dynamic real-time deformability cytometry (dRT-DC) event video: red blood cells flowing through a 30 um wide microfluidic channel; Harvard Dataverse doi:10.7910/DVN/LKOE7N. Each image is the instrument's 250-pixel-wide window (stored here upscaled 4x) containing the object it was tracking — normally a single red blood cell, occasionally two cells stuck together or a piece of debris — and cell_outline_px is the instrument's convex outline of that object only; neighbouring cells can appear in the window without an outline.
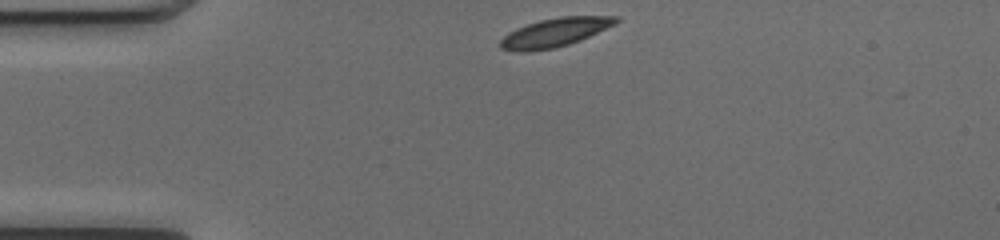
{"species": "common noctule bat (a hibernating species)", "species_latin": "Nyctalus noctula", "temperature_condition": "cold", "stored_images_in_passage": 41, "camera_frame_rate_fps": 3000, "um_per_image_px": 0.085, "animal": {"sex": "female", "body_mass_g": 17.0, "forearm_length_mm": 48.0}, "frame": {"image": 1, "passage_image": 1, "time_ms": 0.0, "image_size_px": [1000, 240], "cell_outline_px": [[620, 20], [616, 24], [580, 40], [556, 48], [524, 52], [520, 52], [500, 48], [500, 40], [508, 32], [516, 28], [540, 20], [560, 16], [620, 16]], "centroid_in_image_um": [47.17, 2.75], "position_along_channel_um": 37.8, "area_um2": 19.36}}
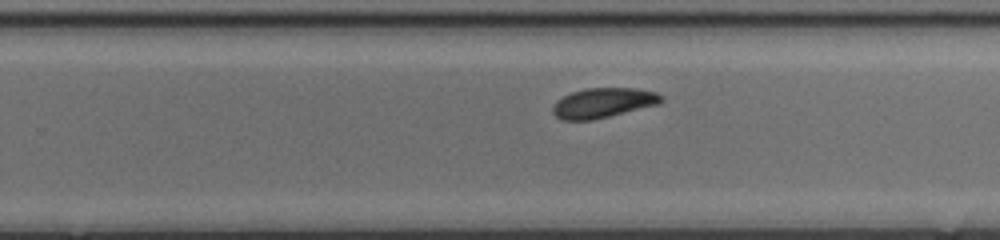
{"frame": {"image": 2, "passage_image": 22, "time_ms": 7.0, "image_size_px": [1000, 240], "cell_outline_px": [[664, 100], [660, 104], [592, 120], [560, 120], [552, 112], [552, 108], [556, 100], [572, 92], [584, 88], [636, 88], [656, 92], [664, 96]], "centroid_in_image_um": [51.28, 8.74], "position_along_channel_um": 278.5, "area_um2": 19.02}}
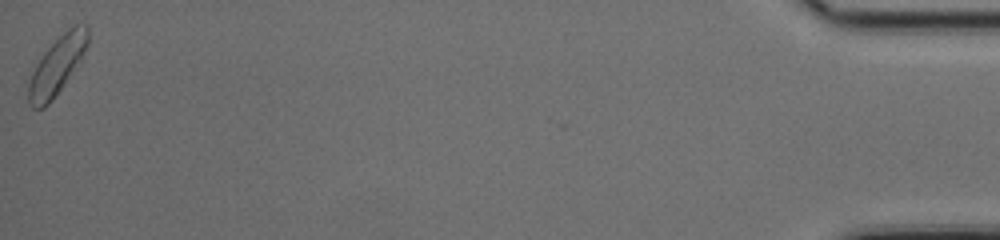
{"frame": {"image": 3, "passage_image": 41, "time_ms": 13.333, "image_size_px": [1000, 240], "cell_outline_px": [[88, 44], [80, 60], [64, 84], [52, 100], [44, 108], [32, 108], [28, 104], [28, 84], [32, 72], [36, 64], [44, 52], [68, 28], [76, 24], [88, 24]], "centroid_in_image_um": [4.84, 5.58], "position_along_channel_um": 430.4, "area_um2": 19.65}, "authors_computed_cell_mechanics": {"area_um2": 19.1318, "velocity_mm_per_s": 3.9731, "shape_relaxation_time_tau1_ms": 2.3352, "shape_relaxation_time_tau2_ms": 3.5859, "deformation_change_tau1": 0.1021, "deformation_change_tau2": 0.0842}}